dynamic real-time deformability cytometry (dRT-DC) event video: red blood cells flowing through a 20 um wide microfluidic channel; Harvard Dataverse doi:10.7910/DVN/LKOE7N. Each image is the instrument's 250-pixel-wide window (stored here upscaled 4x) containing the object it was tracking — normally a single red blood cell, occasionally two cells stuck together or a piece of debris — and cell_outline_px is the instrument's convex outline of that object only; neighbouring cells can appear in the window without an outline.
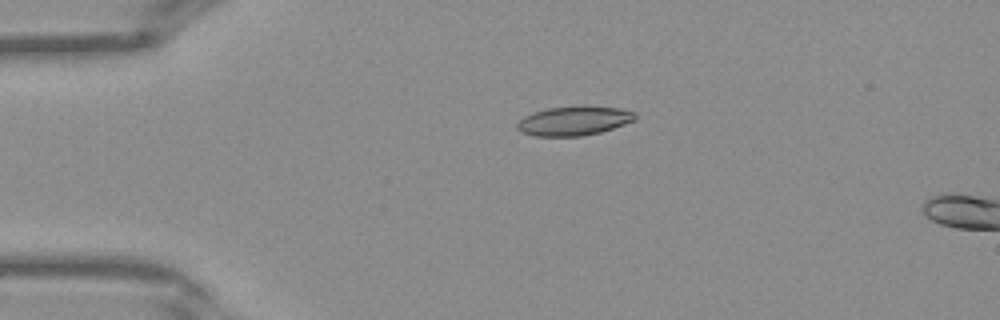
{"species": "Egyptian fruit bat (a non-hibernating species)", "species_latin": "Rousettus aegyptiacus", "temperature_condition": "warm", "stored_images_in_passage": 3, "camera_frame_rate_fps": 3000, "um_per_image_px": 0.085, "frame": {"image": 1, "passage_image": 1, "time_ms": 0.0, "image_size_px": [1000, 320], "cell_outline_px": [[636, 120], [600, 132], [580, 136], [536, 136], [520, 132], [516, 128], [516, 124], [524, 116], [532, 112], [548, 108], [620, 108], [636, 112]], "centroid_in_image_um": [48.74, 10.3], "position_along_channel_um": 36.3, "area_um2": 19.48}}